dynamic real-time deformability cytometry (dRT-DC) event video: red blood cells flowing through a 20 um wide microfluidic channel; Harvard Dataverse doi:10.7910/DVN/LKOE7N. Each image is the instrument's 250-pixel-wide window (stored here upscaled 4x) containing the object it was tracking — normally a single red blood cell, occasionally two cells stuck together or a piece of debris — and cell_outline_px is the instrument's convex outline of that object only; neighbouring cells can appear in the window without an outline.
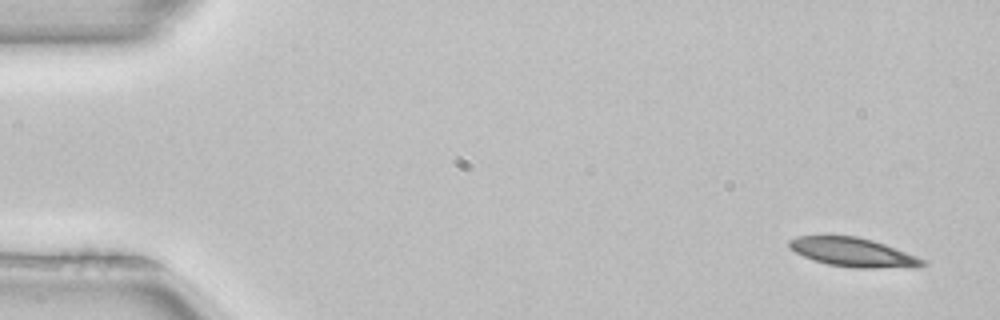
{"species": "common noctule bat (a hibernating species)", "species_latin": "Nyctalus noctula", "temperature_condition": "room temperature", "stored_images_in_passage": 4, "camera_frame_rate_fps": 3000, "um_per_image_px": 0.085, "animal": {"sex": "female", "body_mass_g": 22.7, "forearm_length_mm": 54.2}, "frame": {"image": 1, "passage_image": 1, "time_ms": 0.0, "image_size_px": [1000, 320], "cell_outline_px": [[928, 264], [912, 268], [856, 268], [828, 264], [812, 260], [788, 248], [788, 240], [796, 236], [856, 236], [872, 240], [884, 244], [916, 256], [924, 260]], "centroid_in_image_um": [72.5, 21.45], "position_along_channel_um": 12.5, "area_um2": 22.48}}